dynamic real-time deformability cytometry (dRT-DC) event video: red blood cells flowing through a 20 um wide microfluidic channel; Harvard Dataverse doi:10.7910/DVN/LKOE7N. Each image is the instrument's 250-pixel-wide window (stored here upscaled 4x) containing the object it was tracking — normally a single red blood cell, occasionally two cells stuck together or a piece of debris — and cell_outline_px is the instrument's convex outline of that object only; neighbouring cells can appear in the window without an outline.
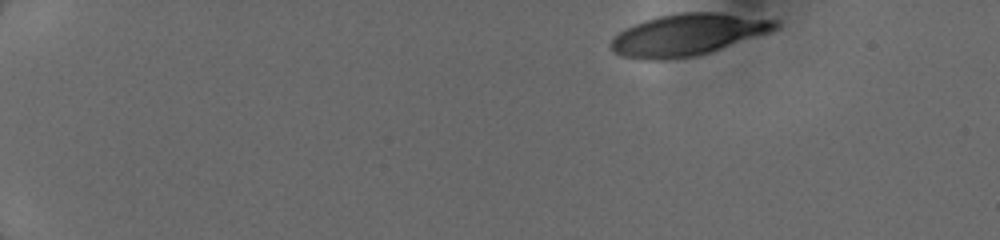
{"species": "human", "species_latin": "Homo sapiens", "temperature_condition": "cold", "stored_images_in_passage": 17, "camera_frame_rate_fps": 3000, "um_per_image_px": 0.085, "donor": {"sex": "female"}, "frame": {"image": 1, "passage_image": 1, "time_ms": 0.0, "image_size_px": [1000, 240], "cell_outline_px": [[780, 28], [696, 56], [664, 60], [648, 60], [624, 56], [616, 52], [612, 48], [612, 40], [624, 28], [644, 20], [656, 16], [680, 12], [716, 12], [780, 20]], "centroid_in_image_um": [58.47, 2.93], "position_along_channel_um": 26.5, "area_um2": 39.54}}
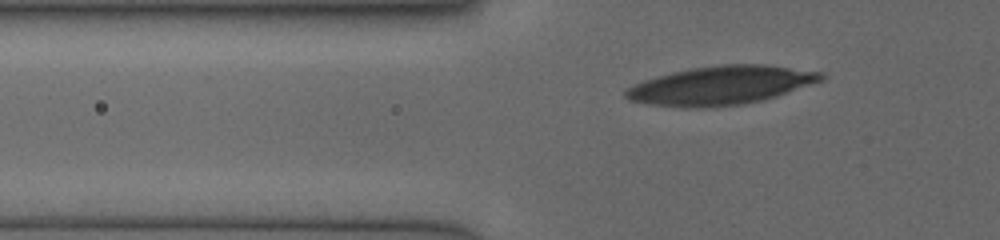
{"frame": {"image": 2, "passage_image": 10, "time_ms": 3.667, "image_size_px": [1000, 240], "cell_outline_px": [[824, 80], [776, 96], [760, 100], [740, 104], [704, 108], [684, 108], [652, 104], [632, 100], [624, 96], [624, 92], [628, 88], [644, 80], [656, 76], [672, 72], [692, 68], [720, 64], [764, 64], [824, 72]], "centroid_in_image_um": [61.3, 7.25], "position_along_channel_um": 64.5, "area_um2": 43.75}}
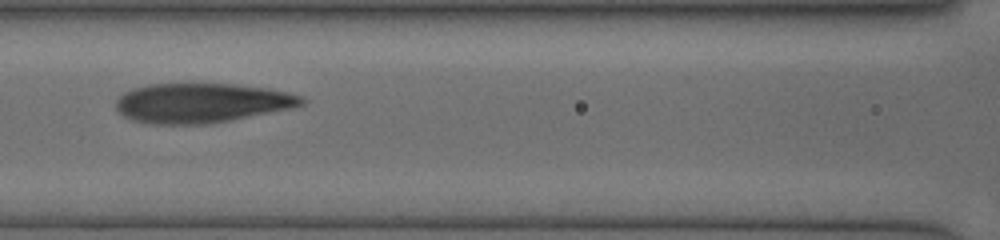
{"frame": {"image": 3, "passage_image": 15, "time_ms": 6.0, "image_size_px": [1000, 240], "cell_outline_px": [[308, 100], [304, 104], [292, 108], [232, 120], [208, 124], [148, 124], [132, 120], [124, 116], [116, 108], [116, 100], [124, 92], [132, 88], [148, 84], [236, 84], [268, 88], [288, 92], [300, 96]], "centroid_in_image_um": [17.14, 8.75], "position_along_channel_um": 149.5, "area_um2": 43.06}}